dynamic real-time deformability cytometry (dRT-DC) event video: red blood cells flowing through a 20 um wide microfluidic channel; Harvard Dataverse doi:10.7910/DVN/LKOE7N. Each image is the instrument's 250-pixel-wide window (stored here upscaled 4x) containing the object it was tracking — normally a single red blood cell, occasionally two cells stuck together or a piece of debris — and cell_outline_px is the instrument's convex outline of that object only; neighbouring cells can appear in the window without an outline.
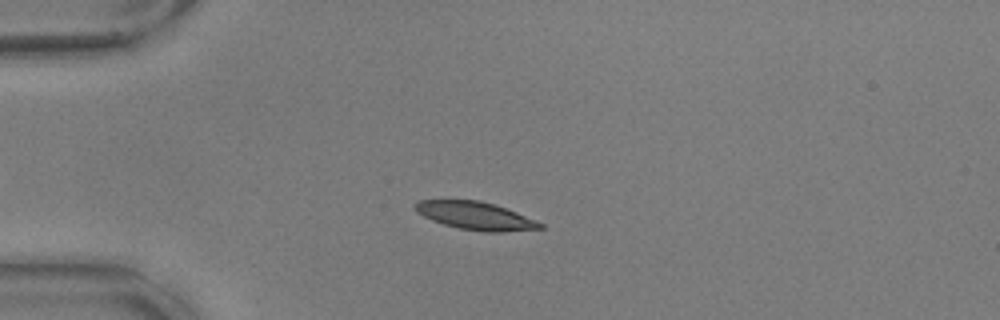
{"species": "common noctule bat (a hibernating species)", "species_latin": "Nyctalus noctula", "temperature_condition": "warm", "stored_images_in_passage": 55, "camera_frame_rate_fps": 3000, "um_per_image_px": 0.085, "animal": {"sex": "male", "body_mass_g": 17.9, "forearm_length_mm": 54.2}, "frame": {"image": 1, "passage_image": 14, "time_ms": 4.333, "image_size_px": [1000, 320], "cell_outline_px": [[544, 228], [504, 232], [484, 232], [460, 228], [444, 224], [432, 220], [416, 212], [412, 208], [412, 204], [420, 200], [480, 200], [516, 212], [544, 224]], "centroid_in_image_um": [40.38, 18.34], "position_along_channel_um": 44.6, "area_um2": 20.23}}
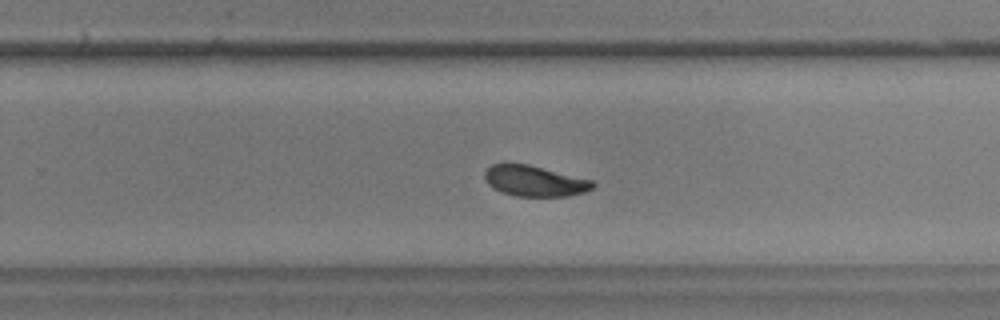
{"frame": {"image": 2, "passage_image": 36, "time_ms": 11.667, "image_size_px": [1000, 320], "cell_outline_px": [[596, 184], [592, 188], [584, 192], [568, 196], [516, 196], [500, 192], [492, 188], [484, 180], [484, 172], [492, 164], [528, 164], [592, 180]], "centroid_in_image_um": [45.41, 15.39], "position_along_channel_um": 284.4, "area_um2": 19.31}}
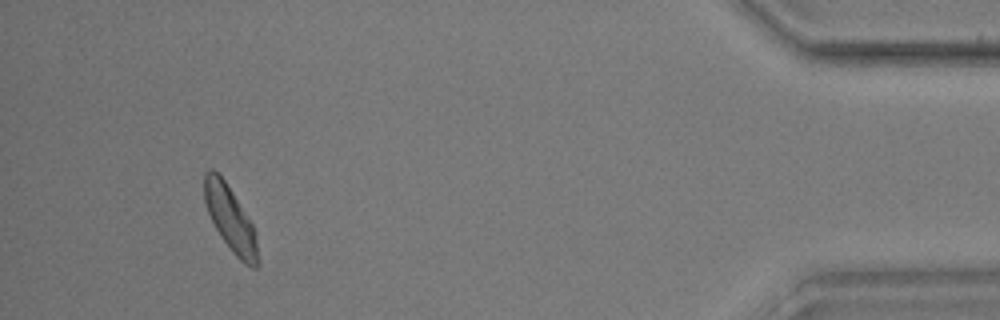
{"frame": {"image": 3, "passage_image": 52, "time_ms": 17.0, "image_size_px": [1000, 320], "cell_outline_px": [[260, 264], [256, 268], [252, 268], [244, 264], [232, 252], [220, 236], [208, 212], [204, 200], [204, 172], [212, 168], [224, 180], [252, 224], [256, 232]], "centroid_in_image_um": [19.6, 18.67], "position_along_channel_um": 415.6, "area_um2": 20.17}, "authors_computed_cell_mechanics": {"area_um2": 20.0566, "velocity_mm_per_s": 3.6074, "shape_relaxation_time_tau1_ms": 3.263, "shape_relaxation_time_tau2_ms": 1.5239, "deformation_change_tau1": 0.1112, "deformation_change_tau2": 0.0594}}